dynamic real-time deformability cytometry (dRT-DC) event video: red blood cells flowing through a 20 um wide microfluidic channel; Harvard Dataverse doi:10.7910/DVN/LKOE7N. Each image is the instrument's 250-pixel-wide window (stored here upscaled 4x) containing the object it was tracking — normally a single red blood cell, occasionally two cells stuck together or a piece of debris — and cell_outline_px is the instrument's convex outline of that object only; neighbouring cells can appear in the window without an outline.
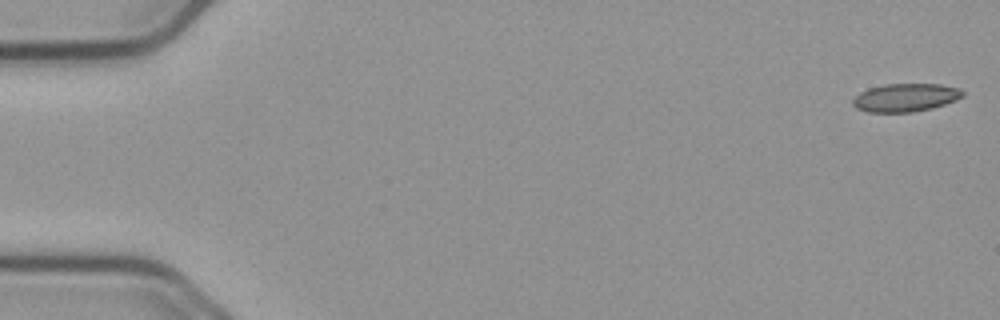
{"species": "common noctule bat (a hibernating species)", "species_latin": "Nyctalus noctula", "temperature_condition": "cold", "stored_images_in_passage": 16, "camera_frame_rate_fps": 3000, "um_per_image_px": 0.085, "animal": {"sex": "male", "body_mass_g": 23.1, "forearm_length_mm": 52.7}, "frame": {"image": 1, "passage_image": 1, "time_ms": 0.0, "image_size_px": [1000, 320], "cell_outline_px": [[964, 96], [956, 100], [932, 108], [912, 112], [868, 112], [856, 108], [852, 104], [852, 100], [860, 92], [868, 88], [884, 84], [940, 84], [960, 88], [964, 92]], "centroid_in_image_um": [76.97, 8.29], "position_along_channel_um": 8.0, "area_um2": 18.09}}
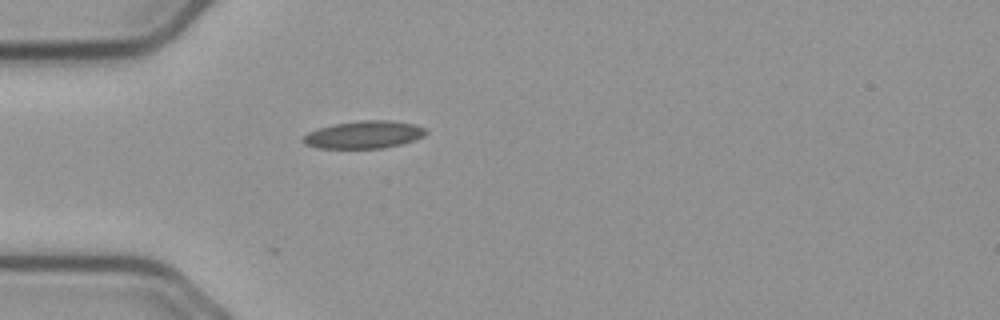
{"frame": {"image": 2, "passage_image": 16, "time_ms": 5.0, "image_size_px": [1000, 320], "cell_outline_px": [[428, 132], [424, 136], [416, 140], [384, 148], [316, 148], [304, 144], [300, 140], [308, 132], [332, 124], [360, 120], [388, 120], [416, 124], [424, 128]], "centroid_in_image_um": [30.93, 11.45], "position_along_channel_um": 54.1, "area_um2": 19.88}}